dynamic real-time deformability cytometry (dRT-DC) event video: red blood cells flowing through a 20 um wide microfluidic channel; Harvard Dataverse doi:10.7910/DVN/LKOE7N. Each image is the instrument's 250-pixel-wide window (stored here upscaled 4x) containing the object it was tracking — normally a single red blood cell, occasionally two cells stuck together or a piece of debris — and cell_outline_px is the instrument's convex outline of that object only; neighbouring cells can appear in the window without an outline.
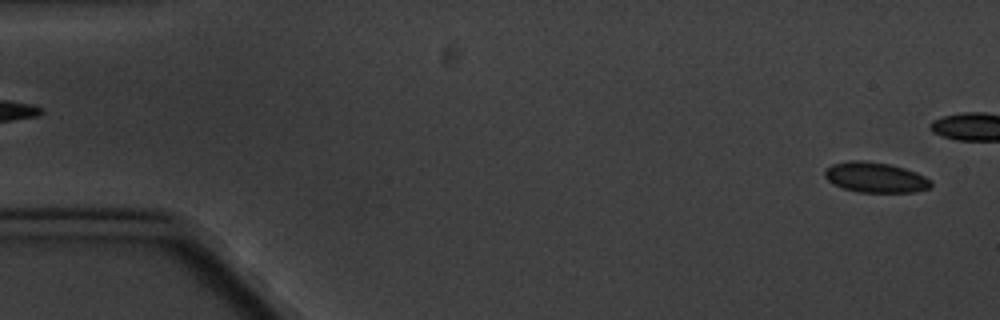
{"species": "common noctule bat (a hibernating species)", "species_latin": "Nyctalus noctula", "temperature_condition": "cold", "stored_images_in_passage": 2, "segment_of_instrument_passage": [2, 2], "camera_frame_rate_fps": 3000, "um_per_image_px": 0.085, "animal": {"sex": "male", "body_mass_g": 20.1, "forearm_length_mm": 53.5}, "frame": {"image": 1, "passage_image": 2, "time_ms": 1.0, "image_size_px": [1000, 320], "cell_outline_px": [[932, 184], [928, 188], [916, 192], [860, 192], [844, 188], [832, 184], [824, 176], [824, 172], [832, 164], [852, 160], [864, 160], [888, 164], [904, 168], [916, 172], [932, 180]], "centroid_in_image_um": [74.41, 15.08], "position_along_channel_um": 10.6, "area_um2": 18.67}}